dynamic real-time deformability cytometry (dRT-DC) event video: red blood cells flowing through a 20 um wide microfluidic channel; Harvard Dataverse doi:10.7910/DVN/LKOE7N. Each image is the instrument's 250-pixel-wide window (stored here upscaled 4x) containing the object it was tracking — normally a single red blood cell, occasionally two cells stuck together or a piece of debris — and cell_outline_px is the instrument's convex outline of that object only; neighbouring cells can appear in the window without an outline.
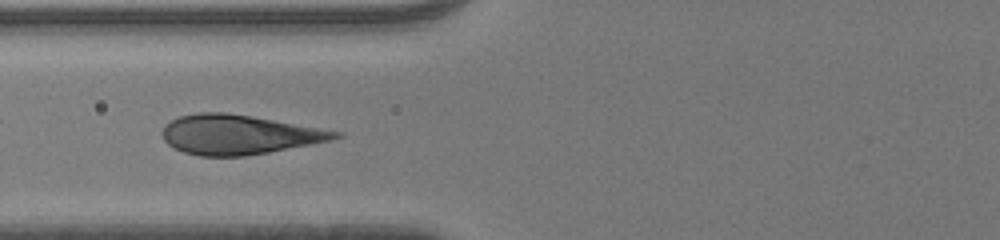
{"species": "human", "species_latin": "Homo sapiens", "temperature_condition": "room temperature", "stored_images_in_passage": 53, "camera_frame_rate_fps": 3000, "um_per_image_px": 0.085, "donor": {"sex": "male"}, "frame": {"image": 1, "passage_image": 26, "time_ms": 8.333, "image_size_px": [1000, 240], "cell_outline_px": [[344, 136], [332, 140], [268, 152], [244, 156], [200, 156], [184, 152], [168, 144], [164, 140], [160, 132], [164, 124], [180, 116], [196, 112], [224, 112], [344, 132]], "centroid_in_image_um": [20.27, 11.44], "position_along_channel_um": 105.5, "area_um2": 39.54}}
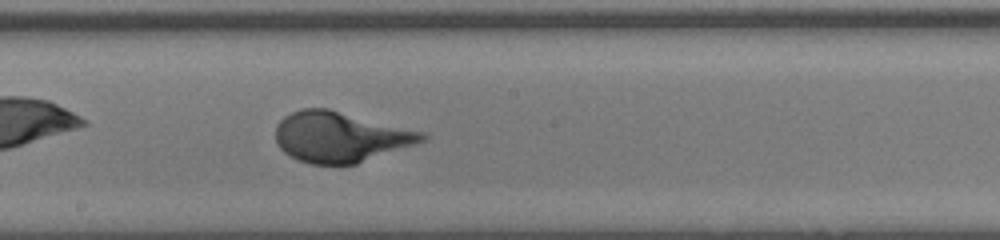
{"frame": {"image": 2, "passage_image": 34, "time_ms": 11.0, "image_size_px": [1000, 240], "cell_outline_px": [[428, 140], [356, 164], [312, 164], [300, 160], [284, 152], [280, 148], [276, 140], [276, 124], [284, 116], [300, 108], [328, 108], [424, 132], [428, 136]], "centroid_in_image_um": [28.93, 11.63], "position_along_channel_um": 219.3, "area_um2": 42.95}}
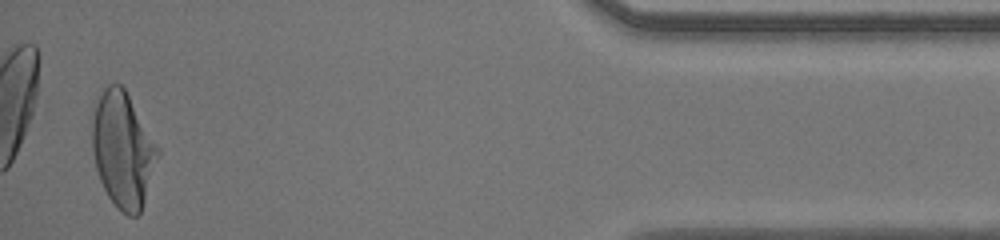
{"frame": {"image": 3, "passage_image": 52, "time_ms": 17.0, "image_size_px": [1000, 240], "cell_outline_px": [[160, 152], [140, 212], [136, 216], [128, 216], [108, 196], [100, 180], [96, 168], [92, 148], [92, 124], [96, 104], [104, 88], [108, 84], [120, 84], [124, 88], [160, 148]], "centroid_in_image_um": [10.45, 12.71], "position_along_channel_um": 424.8, "area_um2": 43.41}}